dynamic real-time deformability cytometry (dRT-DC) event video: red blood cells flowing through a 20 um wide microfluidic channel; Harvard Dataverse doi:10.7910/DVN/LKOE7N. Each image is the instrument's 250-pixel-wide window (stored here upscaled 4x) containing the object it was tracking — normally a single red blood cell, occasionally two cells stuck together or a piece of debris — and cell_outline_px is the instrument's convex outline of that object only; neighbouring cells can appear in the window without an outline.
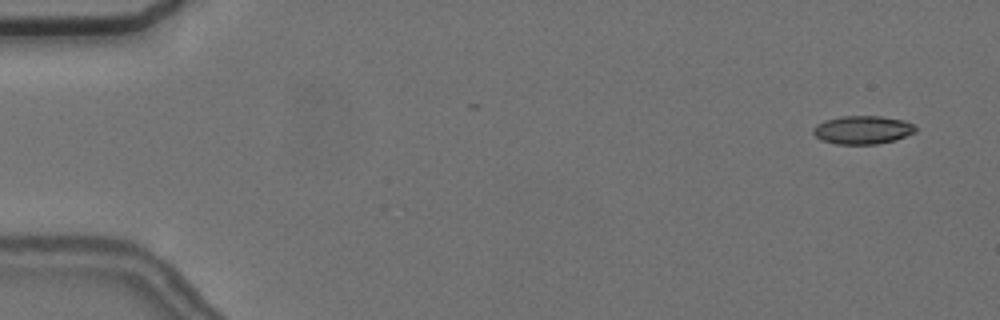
{"species": "common noctule bat (a hibernating species)", "species_latin": "Nyctalus noctula", "temperature_condition": "cold", "stored_images_in_passage": 6, "camera_frame_rate_fps": 3000, "um_per_image_px": 0.085, "animal": {"sex": "female", "body_mass_g": 24.6, "forearm_length_mm": 56.2}, "frame": {"image": 1, "passage_image": 1, "time_ms": 0.0, "image_size_px": [1000, 320], "cell_outline_px": [[916, 132], [896, 140], [876, 144], [836, 144], [820, 140], [812, 132], [812, 128], [816, 124], [824, 120], [840, 116], [880, 116], [904, 120], [912, 124], [916, 128]], "centroid_in_image_um": [73.29, 11.04], "position_along_channel_um": 11.7, "area_um2": 17.05}}